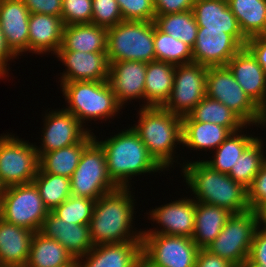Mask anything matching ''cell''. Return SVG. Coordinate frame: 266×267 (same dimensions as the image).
<instances>
[{
	"instance_id": "cell-33",
	"label": "cell",
	"mask_w": 266,
	"mask_h": 267,
	"mask_svg": "<svg viewBox=\"0 0 266 267\" xmlns=\"http://www.w3.org/2000/svg\"><path fill=\"white\" fill-rule=\"evenodd\" d=\"M227 3L247 39L266 34V0H227Z\"/></svg>"
},
{
	"instance_id": "cell-8",
	"label": "cell",
	"mask_w": 266,
	"mask_h": 267,
	"mask_svg": "<svg viewBox=\"0 0 266 267\" xmlns=\"http://www.w3.org/2000/svg\"><path fill=\"white\" fill-rule=\"evenodd\" d=\"M70 185L73 196L95 201L119 188L109 177L105 152L95 139L84 149Z\"/></svg>"
},
{
	"instance_id": "cell-10",
	"label": "cell",
	"mask_w": 266,
	"mask_h": 267,
	"mask_svg": "<svg viewBox=\"0 0 266 267\" xmlns=\"http://www.w3.org/2000/svg\"><path fill=\"white\" fill-rule=\"evenodd\" d=\"M258 229L257 215L249 209L232 213L217 238L206 249L238 267L248 256Z\"/></svg>"
},
{
	"instance_id": "cell-13",
	"label": "cell",
	"mask_w": 266,
	"mask_h": 267,
	"mask_svg": "<svg viewBox=\"0 0 266 267\" xmlns=\"http://www.w3.org/2000/svg\"><path fill=\"white\" fill-rule=\"evenodd\" d=\"M207 67L195 62L176 65L169 99L162 106L169 112L184 117L206 96Z\"/></svg>"
},
{
	"instance_id": "cell-45",
	"label": "cell",
	"mask_w": 266,
	"mask_h": 267,
	"mask_svg": "<svg viewBox=\"0 0 266 267\" xmlns=\"http://www.w3.org/2000/svg\"><path fill=\"white\" fill-rule=\"evenodd\" d=\"M30 13L61 17L62 0H22Z\"/></svg>"
},
{
	"instance_id": "cell-51",
	"label": "cell",
	"mask_w": 266,
	"mask_h": 267,
	"mask_svg": "<svg viewBox=\"0 0 266 267\" xmlns=\"http://www.w3.org/2000/svg\"><path fill=\"white\" fill-rule=\"evenodd\" d=\"M238 267H265V266L253 261L248 256Z\"/></svg>"
},
{
	"instance_id": "cell-52",
	"label": "cell",
	"mask_w": 266,
	"mask_h": 267,
	"mask_svg": "<svg viewBox=\"0 0 266 267\" xmlns=\"http://www.w3.org/2000/svg\"><path fill=\"white\" fill-rule=\"evenodd\" d=\"M132 267H155L144 256L141 257L133 264Z\"/></svg>"
},
{
	"instance_id": "cell-27",
	"label": "cell",
	"mask_w": 266,
	"mask_h": 267,
	"mask_svg": "<svg viewBox=\"0 0 266 267\" xmlns=\"http://www.w3.org/2000/svg\"><path fill=\"white\" fill-rule=\"evenodd\" d=\"M93 140L94 133L89 132L76 144L47 153H38L39 168L45 173L70 178L80 162L84 149Z\"/></svg>"
},
{
	"instance_id": "cell-30",
	"label": "cell",
	"mask_w": 266,
	"mask_h": 267,
	"mask_svg": "<svg viewBox=\"0 0 266 267\" xmlns=\"http://www.w3.org/2000/svg\"><path fill=\"white\" fill-rule=\"evenodd\" d=\"M182 121L218 124L228 128L232 133L251 126L233 110L207 95L187 116L182 117Z\"/></svg>"
},
{
	"instance_id": "cell-47",
	"label": "cell",
	"mask_w": 266,
	"mask_h": 267,
	"mask_svg": "<svg viewBox=\"0 0 266 267\" xmlns=\"http://www.w3.org/2000/svg\"><path fill=\"white\" fill-rule=\"evenodd\" d=\"M249 257L266 267V232L257 229L254 235Z\"/></svg>"
},
{
	"instance_id": "cell-24",
	"label": "cell",
	"mask_w": 266,
	"mask_h": 267,
	"mask_svg": "<svg viewBox=\"0 0 266 267\" xmlns=\"http://www.w3.org/2000/svg\"><path fill=\"white\" fill-rule=\"evenodd\" d=\"M28 52L34 54L53 53L62 44L64 23L61 17L31 13L29 17Z\"/></svg>"
},
{
	"instance_id": "cell-46",
	"label": "cell",
	"mask_w": 266,
	"mask_h": 267,
	"mask_svg": "<svg viewBox=\"0 0 266 267\" xmlns=\"http://www.w3.org/2000/svg\"><path fill=\"white\" fill-rule=\"evenodd\" d=\"M245 47L253 54L266 75V34L249 38Z\"/></svg>"
},
{
	"instance_id": "cell-9",
	"label": "cell",
	"mask_w": 266,
	"mask_h": 267,
	"mask_svg": "<svg viewBox=\"0 0 266 267\" xmlns=\"http://www.w3.org/2000/svg\"><path fill=\"white\" fill-rule=\"evenodd\" d=\"M48 213L33 182L4 189L0 199V218L6 222L37 232Z\"/></svg>"
},
{
	"instance_id": "cell-12",
	"label": "cell",
	"mask_w": 266,
	"mask_h": 267,
	"mask_svg": "<svg viewBox=\"0 0 266 267\" xmlns=\"http://www.w3.org/2000/svg\"><path fill=\"white\" fill-rule=\"evenodd\" d=\"M142 256L155 267H195L199 250L190 237L142 234Z\"/></svg>"
},
{
	"instance_id": "cell-37",
	"label": "cell",
	"mask_w": 266,
	"mask_h": 267,
	"mask_svg": "<svg viewBox=\"0 0 266 267\" xmlns=\"http://www.w3.org/2000/svg\"><path fill=\"white\" fill-rule=\"evenodd\" d=\"M32 182L36 185L41 199L49 211H53L72 195L70 178L45 173L40 168Z\"/></svg>"
},
{
	"instance_id": "cell-36",
	"label": "cell",
	"mask_w": 266,
	"mask_h": 267,
	"mask_svg": "<svg viewBox=\"0 0 266 267\" xmlns=\"http://www.w3.org/2000/svg\"><path fill=\"white\" fill-rule=\"evenodd\" d=\"M154 24L160 31L179 39L191 48L194 46L198 25L192 10L182 13L156 15Z\"/></svg>"
},
{
	"instance_id": "cell-32",
	"label": "cell",
	"mask_w": 266,
	"mask_h": 267,
	"mask_svg": "<svg viewBox=\"0 0 266 267\" xmlns=\"http://www.w3.org/2000/svg\"><path fill=\"white\" fill-rule=\"evenodd\" d=\"M73 259L60 242L37 231L34 233L25 267H61Z\"/></svg>"
},
{
	"instance_id": "cell-50",
	"label": "cell",
	"mask_w": 266,
	"mask_h": 267,
	"mask_svg": "<svg viewBox=\"0 0 266 267\" xmlns=\"http://www.w3.org/2000/svg\"><path fill=\"white\" fill-rule=\"evenodd\" d=\"M258 229L266 232V205L256 211Z\"/></svg>"
},
{
	"instance_id": "cell-17",
	"label": "cell",
	"mask_w": 266,
	"mask_h": 267,
	"mask_svg": "<svg viewBox=\"0 0 266 267\" xmlns=\"http://www.w3.org/2000/svg\"><path fill=\"white\" fill-rule=\"evenodd\" d=\"M242 46L225 30L198 27L192 47L193 62L206 67L226 66Z\"/></svg>"
},
{
	"instance_id": "cell-53",
	"label": "cell",
	"mask_w": 266,
	"mask_h": 267,
	"mask_svg": "<svg viewBox=\"0 0 266 267\" xmlns=\"http://www.w3.org/2000/svg\"><path fill=\"white\" fill-rule=\"evenodd\" d=\"M61 267H79V262L77 259L74 258L70 263Z\"/></svg>"
},
{
	"instance_id": "cell-34",
	"label": "cell",
	"mask_w": 266,
	"mask_h": 267,
	"mask_svg": "<svg viewBox=\"0 0 266 267\" xmlns=\"http://www.w3.org/2000/svg\"><path fill=\"white\" fill-rule=\"evenodd\" d=\"M242 130L231 133L226 140L216 148L210 160H203L213 170L228 174L244 152V150L257 138L242 134ZM239 132V133H238ZM241 132V133H240Z\"/></svg>"
},
{
	"instance_id": "cell-29",
	"label": "cell",
	"mask_w": 266,
	"mask_h": 267,
	"mask_svg": "<svg viewBox=\"0 0 266 267\" xmlns=\"http://www.w3.org/2000/svg\"><path fill=\"white\" fill-rule=\"evenodd\" d=\"M231 215L232 213L225 208L196 201L192 240L199 248H206L217 238Z\"/></svg>"
},
{
	"instance_id": "cell-7",
	"label": "cell",
	"mask_w": 266,
	"mask_h": 267,
	"mask_svg": "<svg viewBox=\"0 0 266 267\" xmlns=\"http://www.w3.org/2000/svg\"><path fill=\"white\" fill-rule=\"evenodd\" d=\"M206 95L238 114L248 125L264 124V112L247 96L227 66L207 67Z\"/></svg>"
},
{
	"instance_id": "cell-26",
	"label": "cell",
	"mask_w": 266,
	"mask_h": 267,
	"mask_svg": "<svg viewBox=\"0 0 266 267\" xmlns=\"http://www.w3.org/2000/svg\"><path fill=\"white\" fill-rule=\"evenodd\" d=\"M58 51L107 52V28L92 23L66 25Z\"/></svg>"
},
{
	"instance_id": "cell-5",
	"label": "cell",
	"mask_w": 266,
	"mask_h": 267,
	"mask_svg": "<svg viewBox=\"0 0 266 267\" xmlns=\"http://www.w3.org/2000/svg\"><path fill=\"white\" fill-rule=\"evenodd\" d=\"M60 83L65 101L69 105L65 110L72 113L82 124L94 119L96 121L104 118L106 121L122 109L108 80Z\"/></svg>"
},
{
	"instance_id": "cell-22",
	"label": "cell",
	"mask_w": 266,
	"mask_h": 267,
	"mask_svg": "<svg viewBox=\"0 0 266 267\" xmlns=\"http://www.w3.org/2000/svg\"><path fill=\"white\" fill-rule=\"evenodd\" d=\"M192 11L198 27H205V30H225L245 47L248 39L241 32L227 0H195Z\"/></svg>"
},
{
	"instance_id": "cell-31",
	"label": "cell",
	"mask_w": 266,
	"mask_h": 267,
	"mask_svg": "<svg viewBox=\"0 0 266 267\" xmlns=\"http://www.w3.org/2000/svg\"><path fill=\"white\" fill-rule=\"evenodd\" d=\"M232 132L218 124L182 121V145L194 150L219 147Z\"/></svg>"
},
{
	"instance_id": "cell-19",
	"label": "cell",
	"mask_w": 266,
	"mask_h": 267,
	"mask_svg": "<svg viewBox=\"0 0 266 267\" xmlns=\"http://www.w3.org/2000/svg\"><path fill=\"white\" fill-rule=\"evenodd\" d=\"M108 82L123 108L128 100L142 99L145 103L147 63L139 61L109 62Z\"/></svg>"
},
{
	"instance_id": "cell-3",
	"label": "cell",
	"mask_w": 266,
	"mask_h": 267,
	"mask_svg": "<svg viewBox=\"0 0 266 267\" xmlns=\"http://www.w3.org/2000/svg\"><path fill=\"white\" fill-rule=\"evenodd\" d=\"M105 152L110 179L119 188H129L131 177L164 169L150 155L138 133L130 127L104 141H98Z\"/></svg>"
},
{
	"instance_id": "cell-49",
	"label": "cell",
	"mask_w": 266,
	"mask_h": 267,
	"mask_svg": "<svg viewBox=\"0 0 266 267\" xmlns=\"http://www.w3.org/2000/svg\"><path fill=\"white\" fill-rule=\"evenodd\" d=\"M16 55L9 49L6 44L1 26H0V78H4L8 75L9 66L8 62L11 59H16ZM7 74V75H6Z\"/></svg>"
},
{
	"instance_id": "cell-18",
	"label": "cell",
	"mask_w": 266,
	"mask_h": 267,
	"mask_svg": "<svg viewBox=\"0 0 266 267\" xmlns=\"http://www.w3.org/2000/svg\"><path fill=\"white\" fill-rule=\"evenodd\" d=\"M55 57L66 67L59 82L108 80L110 64L106 52L57 51Z\"/></svg>"
},
{
	"instance_id": "cell-39",
	"label": "cell",
	"mask_w": 266,
	"mask_h": 267,
	"mask_svg": "<svg viewBox=\"0 0 266 267\" xmlns=\"http://www.w3.org/2000/svg\"><path fill=\"white\" fill-rule=\"evenodd\" d=\"M94 205L95 200L71 195L52 212L68 223L89 224Z\"/></svg>"
},
{
	"instance_id": "cell-2",
	"label": "cell",
	"mask_w": 266,
	"mask_h": 267,
	"mask_svg": "<svg viewBox=\"0 0 266 267\" xmlns=\"http://www.w3.org/2000/svg\"><path fill=\"white\" fill-rule=\"evenodd\" d=\"M182 173L194 200L241 213L250 209L248 191L228 174L213 170L203 160L183 162ZM196 198V199H195Z\"/></svg>"
},
{
	"instance_id": "cell-38",
	"label": "cell",
	"mask_w": 266,
	"mask_h": 267,
	"mask_svg": "<svg viewBox=\"0 0 266 267\" xmlns=\"http://www.w3.org/2000/svg\"><path fill=\"white\" fill-rule=\"evenodd\" d=\"M154 50L157 61L173 65L193 62L192 48L179 39L160 31L154 24Z\"/></svg>"
},
{
	"instance_id": "cell-1",
	"label": "cell",
	"mask_w": 266,
	"mask_h": 267,
	"mask_svg": "<svg viewBox=\"0 0 266 267\" xmlns=\"http://www.w3.org/2000/svg\"><path fill=\"white\" fill-rule=\"evenodd\" d=\"M133 198L129 187L117 188L95 201L89 223L90 237L94 246L142 241V231L132 230L135 212Z\"/></svg>"
},
{
	"instance_id": "cell-54",
	"label": "cell",
	"mask_w": 266,
	"mask_h": 267,
	"mask_svg": "<svg viewBox=\"0 0 266 267\" xmlns=\"http://www.w3.org/2000/svg\"><path fill=\"white\" fill-rule=\"evenodd\" d=\"M4 189H5V187L3 186V184L0 181V199H1V196H2V194L4 192Z\"/></svg>"
},
{
	"instance_id": "cell-25",
	"label": "cell",
	"mask_w": 266,
	"mask_h": 267,
	"mask_svg": "<svg viewBox=\"0 0 266 267\" xmlns=\"http://www.w3.org/2000/svg\"><path fill=\"white\" fill-rule=\"evenodd\" d=\"M34 233L0 218V266L25 267Z\"/></svg>"
},
{
	"instance_id": "cell-43",
	"label": "cell",
	"mask_w": 266,
	"mask_h": 267,
	"mask_svg": "<svg viewBox=\"0 0 266 267\" xmlns=\"http://www.w3.org/2000/svg\"><path fill=\"white\" fill-rule=\"evenodd\" d=\"M248 191V204L252 211L266 205V161L254 177Z\"/></svg>"
},
{
	"instance_id": "cell-44",
	"label": "cell",
	"mask_w": 266,
	"mask_h": 267,
	"mask_svg": "<svg viewBox=\"0 0 266 267\" xmlns=\"http://www.w3.org/2000/svg\"><path fill=\"white\" fill-rule=\"evenodd\" d=\"M195 0H153L155 15L182 13L193 9Z\"/></svg>"
},
{
	"instance_id": "cell-41",
	"label": "cell",
	"mask_w": 266,
	"mask_h": 267,
	"mask_svg": "<svg viewBox=\"0 0 266 267\" xmlns=\"http://www.w3.org/2000/svg\"><path fill=\"white\" fill-rule=\"evenodd\" d=\"M92 24L110 28L123 21L116 0H92Z\"/></svg>"
},
{
	"instance_id": "cell-28",
	"label": "cell",
	"mask_w": 266,
	"mask_h": 267,
	"mask_svg": "<svg viewBox=\"0 0 266 267\" xmlns=\"http://www.w3.org/2000/svg\"><path fill=\"white\" fill-rule=\"evenodd\" d=\"M176 65L163 61L147 63L145 76V103L141 107H162L169 99Z\"/></svg>"
},
{
	"instance_id": "cell-6",
	"label": "cell",
	"mask_w": 266,
	"mask_h": 267,
	"mask_svg": "<svg viewBox=\"0 0 266 267\" xmlns=\"http://www.w3.org/2000/svg\"><path fill=\"white\" fill-rule=\"evenodd\" d=\"M106 53L109 62L155 61L154 22L123 20L107 28Z\"/></svg>"
},
{
	"instance_id": "cell-23",
	"label": "cell",
	"mask_w": 266,
	"mask_h": 267,
	"mask_svg": "<svg viewBox=\"0 0 266 267\" xmlns=\"http://www.w3.org/2000/svg\"><path fill=\"white\" fill-rule=\"evenodd\" d=\"M141 255L142 241H126L96 245L77 260L79 267H132Z\"/></svg>"
},
{
	"instance_id": "cell-42",
	"label": "cell",
	"mask_w": 266,
	"mask_h": 267,
	"mask_svg": "<svg viewBox=\"0 0 266 267\" xmlns=\"http://www.w3.org/2000/svg\"><path fill=\"white\" fill-rule=\"evenodd\" d=\"M125 21H151L156 17L153 0H116Z\"/></svg>"
},
{
	"instance_id": "cell-35",
	"label": "cell",
	"mask_w": 266,
	"mask_h": 267,
	"mask_svg": "<svg viewBox=\"0 0 266 267\" xmlns=\"http://www.w3.org/2000/svg\"><path fill=\"white\" fill-rule=\"evenodd\" d=\"M263 141L256 138L241 154L236 164L232 166L228 175L237 183L249 188L254 177L266 161Z\"/></svg>"
},
{
	"instance_id": "cell-11",
	"label": "cell",
	"mask_w": 266,
	"mask_h": 267,
	"mask_svg": "<svg viewBox=\"0 0 266 267\" xmlns=\"http://www.w3.org/2000/svg\"><path fill=\"white\" fill-rule=\"evenodd\" d=\"M17 137L0 136V181L5 188L31 183L39 169L35 145Z\"/></svg>"
},
{
	"instance_id": "cell-40",
	"label": "cell",
	"mask_w": 266,
	"mask_h": 267,
	"mask_svg": "<svg viewBox=\"0 0 266 267\" xmlns=\"http://www.w3.org/2000/svg\"><path fill=\"white\" fill-rule=\"evenodd\" d=\"M92 13V0H62L61 18L64 26L89 24Z\"/></svg>"
},
{
	"instance_id": "cell-4",
	"label": "cell",
	"mask_w": 266,
	"mask_h": 267,
	"mask_svg": "<svg viewBox=\"0 0 266 267\" xmlns=\"http://www.w3.org/2000/svg\"><path fill=\"white\" fill-rule=\"evenodd\" d=\"M138 113V125L132 128L154 160L167 170L176 162L174 149L182 144V117L153 106L142 107Z\"/></svg>"
},
{
	"instance_id": "cell-14",
	"label": "cell",
	"mask_w": 266,
	"mask_h": 267,
	"mask_svg": "<svg viewBox=\"0 0 266 267\" xmlns=\"http://www.w3.org/2000/svg\"><path fill=\"white\" fill-rule=\"evenodd\" d=\"M49 113V114H48ZM45 114L41 146L35 145L37 153H47L80 142L91 130L64 108Z\"/></svg>"
},
{
	"instance_id": "cell-16",
	"label": "cell",
	"mask_w": 266,
	"mask_h": 267,
	"mask_svg": "<svg viewBox=\"0 0 266 267\" xmlns=\"http://www.w3.org/2000/svg\"><path fill=\"white\" fill-rule=\"evenodd\" d=\"M247 96L264 112L266 125V75L253 54L242 47L226 65Z\"/></svg>"
},
{
	"instance_id": "cell-15",
	"label": "cell",
	"mask_w": 266,
	"mask_h": 267,
	"mask_svg": "<svg viewBox=\"0 0 266 267\" xmlns=\"http://www.w3.org/2000/svg\"><path fill=\"white\" fill-rule=\"evenodd\" d=\"M150 220L156 221L160 228L142 230V234H163L186 236L192 238L195 228L196 201L192 198H181L156 207L150 212Z\"/></svg>"
},
{
	"instance_id": "cell-48",
	"label": "cell",
	"mask_w": 266,
	"mask_h": 267,
	"mask_svg": "<svg viewBox=\"0 0 266 267\" xmlns=\"http://www.w3.org/2000/svg\"><path fill=\"white\" fill-rule=\"evenodd\" d=\"M195 267H235L228 260L212 254L206 248H199Z\"/></svg>"
},
{
	"instance_id": "cell-20",
	"label": "cell",
	"mask_w": 266,
	"mask_h": 267,
	"mask_svg": "<svg viewBox=\"0 0 266 267\" xmlns=\"http://www.w3.org/2000/svg\"><path fill=\"white\" fill-rule=\"evenodd\" d=\"M30 14L22 0H0V26L7 46L16 56L28 51Z\"/></svg>"
},
{
	"instance_id": "cell-21",
	"label": "cell",
	"mask_w": 266,
	"mask_h": 267,
	"mask_svg": "<svg viewBox=\"0 0 266 267\" xmlns=\"http://www.w3.org/2000/svg\"><path fill=\"white\" fill-rule=\"evenodd\" d=\"M40 232L60 242L75 259L84 256L94 247L89 224L65 222L52 211H49L44 219Z\"/></svg>"
}]
</instances>
